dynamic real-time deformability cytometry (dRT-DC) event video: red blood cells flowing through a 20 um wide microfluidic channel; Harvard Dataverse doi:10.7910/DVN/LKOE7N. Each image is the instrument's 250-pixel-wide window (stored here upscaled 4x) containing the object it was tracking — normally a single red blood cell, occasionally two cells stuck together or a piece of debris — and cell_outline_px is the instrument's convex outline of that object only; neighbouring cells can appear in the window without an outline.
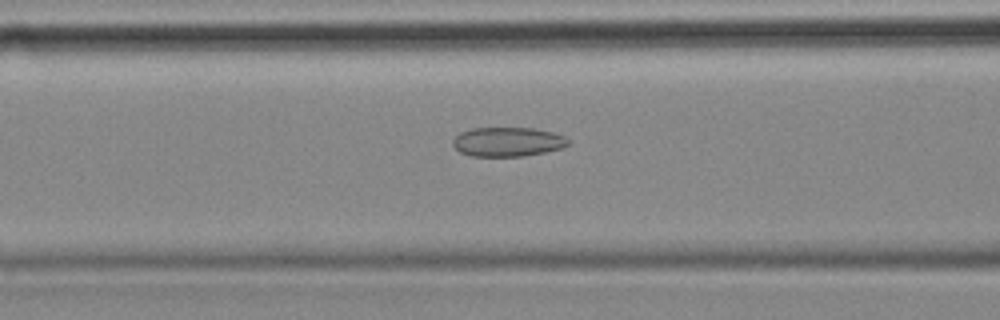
{"species": "common noctule bat (a hibernating species)", "species_latin": "Nyctalus noctula", "temperature_condition": "cold", "stored_images_in_passage": 53, "camera_frame_rate_fps": 3000, "um_per_image_px": 0.085, "animal": {"sex": "female", "body_mass_g": 18.4}, "frame": {"image": 1, "passage_image": 19, "time_ms": 6.0, "image_size_px": [1000, 320], "cell_outline_px": [[568, 144], [560, 148], [544, 152], [524, 156], [472, 156], [460, 152], [452, 144], [452, 140], [460, 132], [472, 128], [532, 128], [552, 132], [564, 136], [568, 140]], "centroid_in_image_um": [43.11, 12.05], "position_along_channel_um": 123.5, "area_um2": 19.54}}
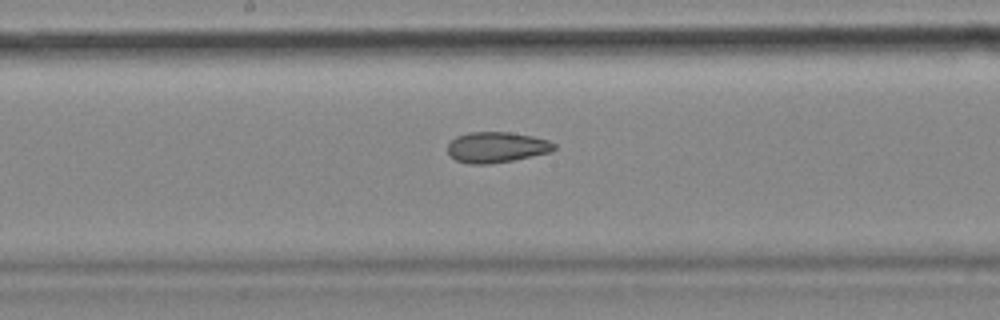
{"frame": {"image": 2, "passage_image": 26, "time_ms": 8.333, "image_size_px": [1000, 320], "cell_outline_px": [[556, 148], [552, 152], [512, 160], [488, 164], [472, 164], [456, 160], [448, 152], [448, 144], [456, 136], [468, 132], [508, 132], [532, 136], [548, 140], [556, 144]], "centroid_in_image_um": [42.23, 12.51], "position_along_channel_um": 206.0, "area_um2": 18.96}}
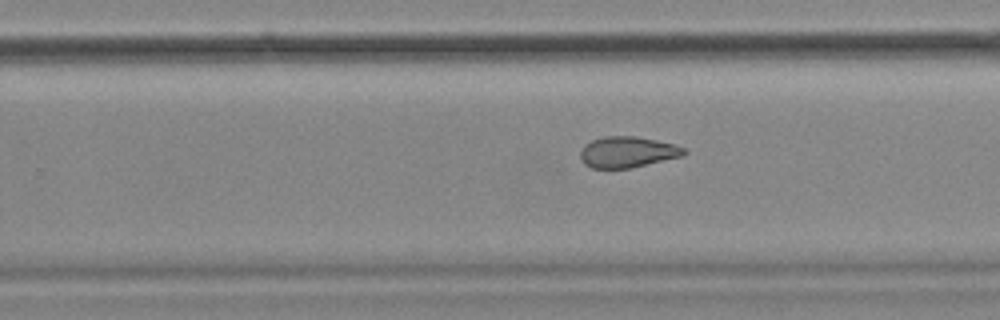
{"frame": {"image": 3, "passage_image": 32, "time_ms": 10.333, "image_size_px": [1000, 320], "cell_outline_px": [[688, 152], [684, 156], [632, 168], [592, 168], [584, 164], [580, 160], [580, 152], [584, 144], [592, 140], [604, 136], [636, 136], [676, 144], [684, 148]], "centroid_in_image_um": [53.35, 12.93], "position_along_channel_um": 276.4, "area_um2": 19.02}, "authors_computed_cell_mechanics": {"area_um2": 21.097, "velocity_mm_per_s": 3.5435, "shape_relaxation_time_tau1_ms": null, "shape_relaxation_time_tau2_ms": 3.6676, "deformation_change_tau1": null, "deformation_change_tau2": 0.1001}}